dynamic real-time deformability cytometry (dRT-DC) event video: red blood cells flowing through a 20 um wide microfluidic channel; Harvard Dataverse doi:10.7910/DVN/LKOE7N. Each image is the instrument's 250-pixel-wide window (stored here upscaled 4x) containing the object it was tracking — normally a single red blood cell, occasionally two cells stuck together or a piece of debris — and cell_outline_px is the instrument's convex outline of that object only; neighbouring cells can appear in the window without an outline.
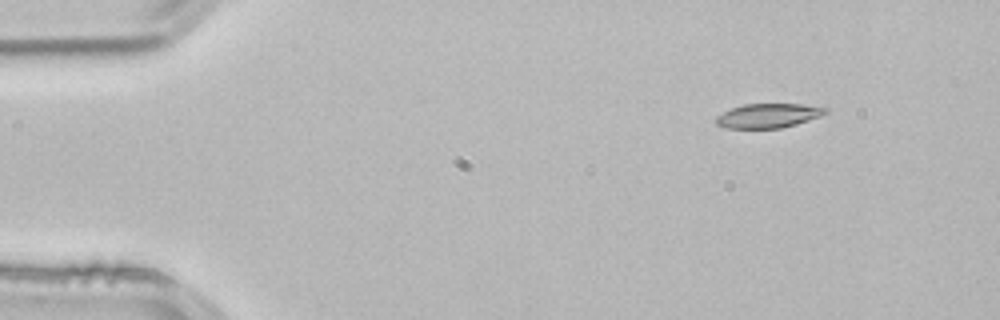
{"species": "common noctule bat (a hibernating species)", "species_latin": "Nyctalus noctula", "temperature_condition": "room temperature", "stored_images_in_passage": 3, "camera_frame_rate_fps": 3000, "um_per_image_px": 0.085, "animal": {"sex": "male", "body_mass_g": 21.5, "forearm_length_mm": 52.0}, "frame": {"image": 1, "passage_image": 1, "time_ms": 0.0, "image_size_px": [1000, 320], "cell_outline_px": [[828, 112], [820, 116], [796, 124], [780, 128], [724, 128], [716, 124], [716, 116], [732, 108], [744, 104], [800, 104], [828, 108]], "centroid_in_image_um": [65.29, 9.83], "position_along_channel_um": 19.7, "area_um2": 15.37}}
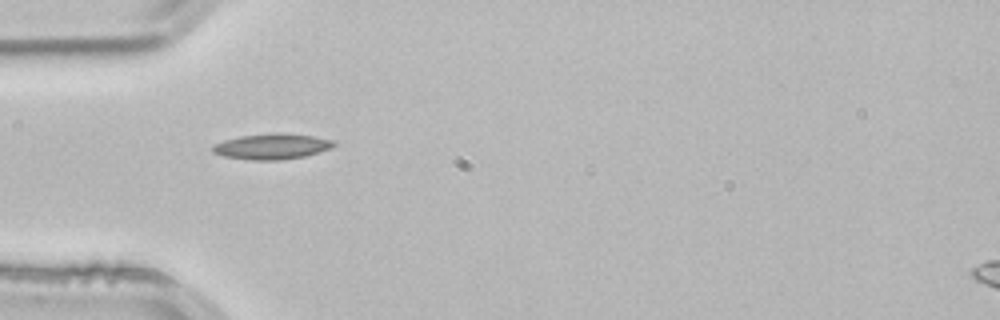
{"frame": {"image": 2, "passage_image": 3, "time_ms": 0.667, "image_size_px": [1000, 320], "cell_outline_px": [[336, 144], [332, 148], [304, 156], [280, 160], [252, 160], [224, 156], [212, 152], [208, 148], [212, 144], [224, 140], [240, 136], [276, 132], [284, 132], [312, 136], [336, 140]], "centroid_in_image_um": [23.09, 12.43], "position_along_channel_um": 61.9, "area_um2": 18.38}}